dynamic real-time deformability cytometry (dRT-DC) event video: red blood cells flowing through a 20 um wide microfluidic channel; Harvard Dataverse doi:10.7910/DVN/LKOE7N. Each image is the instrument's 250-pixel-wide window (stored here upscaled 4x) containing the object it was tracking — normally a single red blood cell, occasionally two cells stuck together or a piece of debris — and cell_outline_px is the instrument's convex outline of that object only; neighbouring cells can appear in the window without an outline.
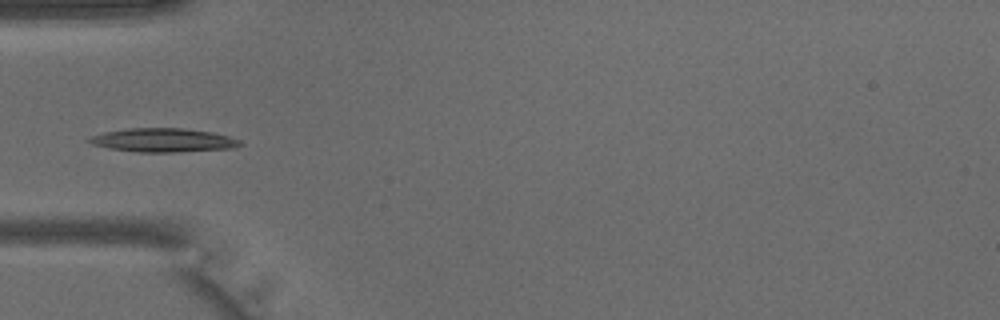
{"species": "common noctule bat (a hibernating species)", "species_latin": "Nyctalus noctula", "temperature_condition": "warm", "stored_images_in_passage": 31, "camera_frame_rate_fps": 3000, "um_per_image_px": 0.085, "animal": {"sex": "male", "body_mass_g": 15.6}, "frame": {"image": 1, "passage_image": 2, "time_ms": 0.333, "image_size_px": [1000, 320], "cell_outline_px": [[244, 144], [232, 148], [176, 152], [140, 152], [112, 148], [92, 144], [84, 140], [88, 136], [104, 132], [128, 128], [184, 128], [212, 132], [228, 136], [240, 140]], "centroid_in_image_um": [13.85, 11.9], "position_along_channel_um": 71.1, "area_um2": 20.87}}
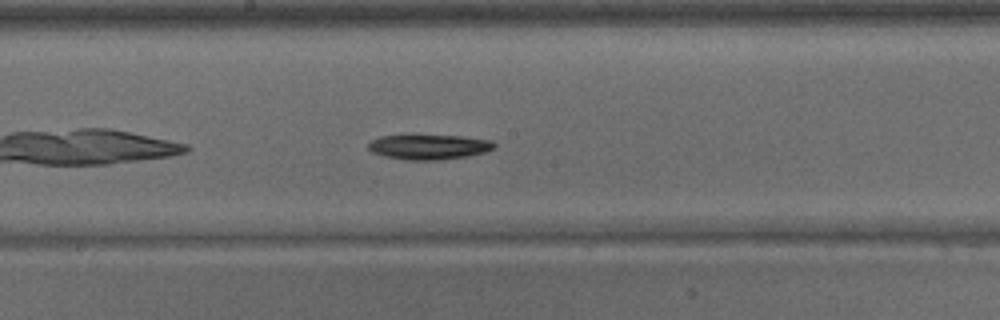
{"frame": {"image": 2, "passage_image": 11, "time_ms": 3.333, "image_size_px": [1000, 320], "cell_outline_px": [[496, 148], [484, 152], [468, 156], [436, 160], [404, 160], [384, 156], [372, 152], [368, 148], [368, 144], [372, 140], [380, 136], [460, 136], [492, 140], [496, 144]], "centroid_in_image_um": [36.48, 12.5], "position_along_channel_um": 211.7, "area_um2": 18.15}}
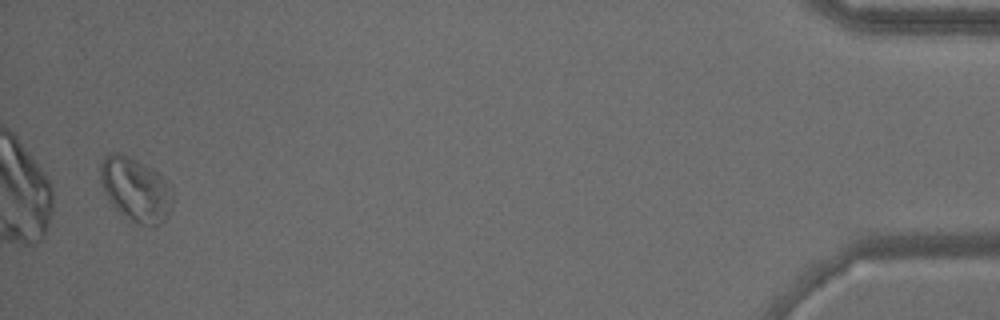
{"frame": {"image": 3, "passage_image": 30, "time_ms": 9.667, "image_size_px": [1000, 320], "cell_outline_px": [[176, 200], [168, 216], [160, 224], [136, 224], [124, 216], [108, 200], [104, 192], [100, 180], [100, 164], [104, 156], [108, 152], [120, 152], [152, 168], [168, 180], [172, 188]], "centroid_in_image_um": [11.57, 16.09], "position_along_channel_um": 423.6, "area_um2": 27.46}}